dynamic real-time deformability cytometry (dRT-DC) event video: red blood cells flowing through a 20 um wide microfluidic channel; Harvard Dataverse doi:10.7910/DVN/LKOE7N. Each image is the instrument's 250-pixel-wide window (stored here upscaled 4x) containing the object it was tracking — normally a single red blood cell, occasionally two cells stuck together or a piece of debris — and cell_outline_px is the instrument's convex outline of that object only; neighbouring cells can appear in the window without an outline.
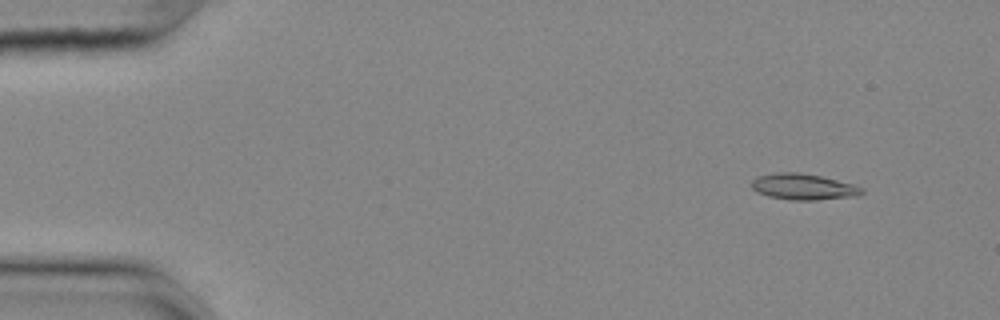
{"species": "common noctule bat (a hibernating species)", "species_latin": "Nyctalus noctula", "temperature_condition": "cold", "stored_images_in_passage": 54, "camera_frame_rate_fps": 3000, "um_per_image_px": 0.085, "animal": {"sex": "female", "body_mass_g": 25.1}, "frame": {"image": 1, "passage_image": 6, "time_ms": 1.667, "image_size_px": [1000, 320], "cell_outline_px": [[864, 192], [856, 196], [816, 200], [792, 200], [768, 196], [756, 192], [752, 188], [752, 180], [756, 176], [776, 172], [800, 172], [820, 176], [852, 184], [864, 188]], "centroid_in_image_um": [68.25, 15.87], "position_along_channel_um": 16.7, "area_um2": 16.76}}
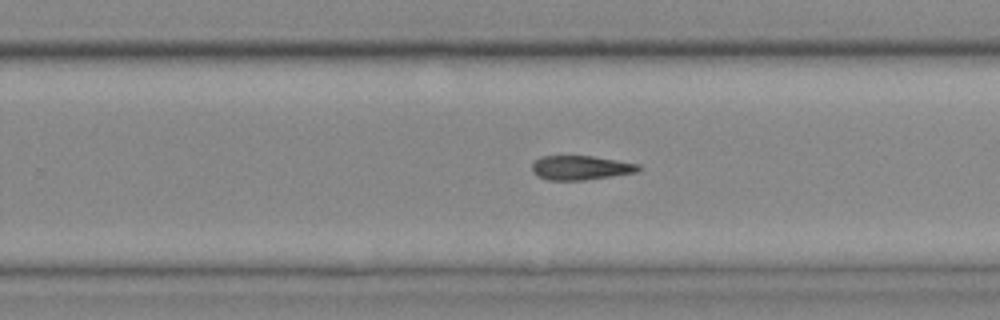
{"frame": {"image": 2, "passage_image": 36, "time_ms": 11.667, "image_size_px": [1000, 320], "cell_outline_px": [[640, 168], [636, 172], [612, 176], [584, 180], [548, 180], [532, 172], [532, 164], [540, 156], [592, 156], [640, 164]], "centroid_in_image_um": [49.35, 14.25], "position_along_channel_um": 280.5, "area_um2": 14.91}}
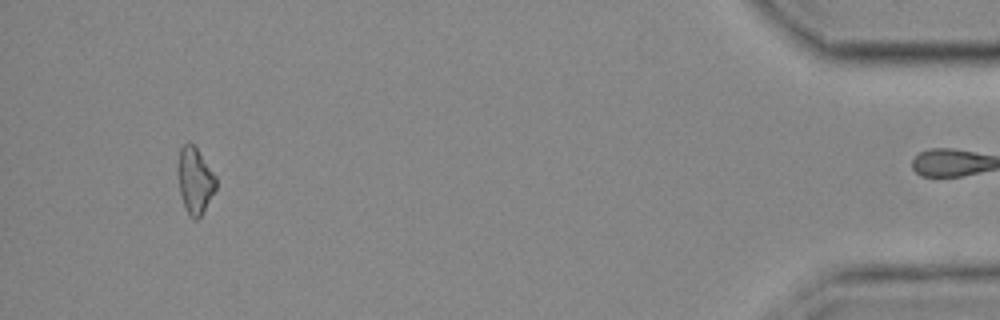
{"frame": {"image": 3, "passage_image": 53, "time_ms": 17.333, "image_size_px": [1000, 320], "cell_outline_px": [[216, 188], [200, 216], [196, 220], [188, 212], [184, 204], [180, 192], [176, 168], [180, 148], [188, 140], [196, 148], [216, 176]], "centroid_in_image_um": [16.54, 15.28], "position_along_channel_um": 418.7, "area_um2": 14.45}, "authors_computed_cell_mechanics": {"area_um2": 15.606, "velocity_mm_per_s": 3.6769, "shape_relaxation_time_tau1_ms": 3.5629, "shape_relaxation_time_tau2_ms": null, "deformation_change_tau1": 0.1165, "deformation_change_tau2": null}}